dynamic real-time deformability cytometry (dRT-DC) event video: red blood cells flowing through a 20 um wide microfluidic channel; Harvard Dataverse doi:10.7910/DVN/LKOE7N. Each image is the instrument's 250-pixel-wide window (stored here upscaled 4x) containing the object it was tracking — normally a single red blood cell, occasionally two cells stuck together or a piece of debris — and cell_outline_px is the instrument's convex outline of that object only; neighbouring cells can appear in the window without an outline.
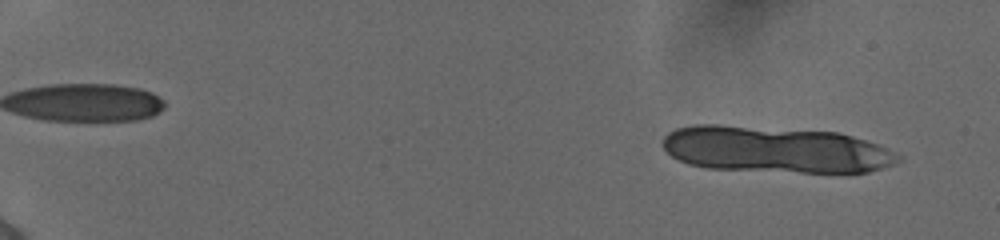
{"species": "human", "species_latin": "Homo sapiens", "temperature_condition": "cold", "stored_images_in_passage": 14, "camera_frame_rate_fps": 3000, "um_per_image_px": 0.085, "donor": {"sex": "female"}, "frame": {"image": 1, "passage_image": 4, "time_ms": 1.0, "image_size_px": [1000, 240], "cell_outline_px": [[904, 160], [896, 164], [868, 172], [800, 172], [708, 168], [688, 164], [672, 156], [660, 144], [664, 136], [668, 132], [676, 128], [692, 124], [720, 124], [836, 132], [852, 136], [888, 148], [904, 156]], "centroid_in_image_um": [65.91, 12.7], "position_along_channel_um": 19.1, "area_um2": 63.98}}